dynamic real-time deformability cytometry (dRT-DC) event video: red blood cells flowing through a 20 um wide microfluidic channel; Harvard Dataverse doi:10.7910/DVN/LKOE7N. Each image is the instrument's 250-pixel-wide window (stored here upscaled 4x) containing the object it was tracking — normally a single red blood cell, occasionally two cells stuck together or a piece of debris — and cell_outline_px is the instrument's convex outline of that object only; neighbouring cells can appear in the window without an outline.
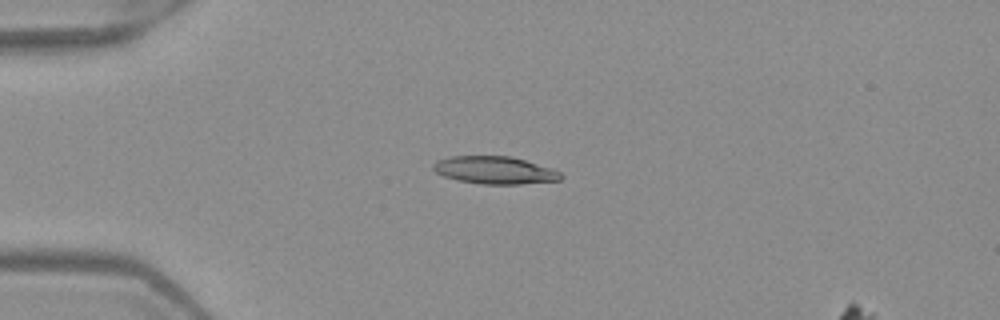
{"species": "Egyptian fruit bat (a non-hibernating species)", "species_latin": "Rousettus aegyptiacus", "temperature_condition": "warm", "stored_images_in_passage": 6, "camera_frame_rate_fps": 3000, "um_per_image_px": 0.085, "frame": {"image": 1, "passage_image": 4, "time_ms": 1.0, "image_size_px": [1000, 320], "cell_outline_px": [[564, 176], [560, 180], [520, 184], [480, 184], [456, 180], [444, 176], [436, 172], [432, 168], [432, 164], [436, 160], [448, 156], [512, 156], [552, 168], [560, 172]], "centroid_in_image_um": [42.03, 14.46], "position_along_channel_um": 43.0, "area_um2": 20.69}}
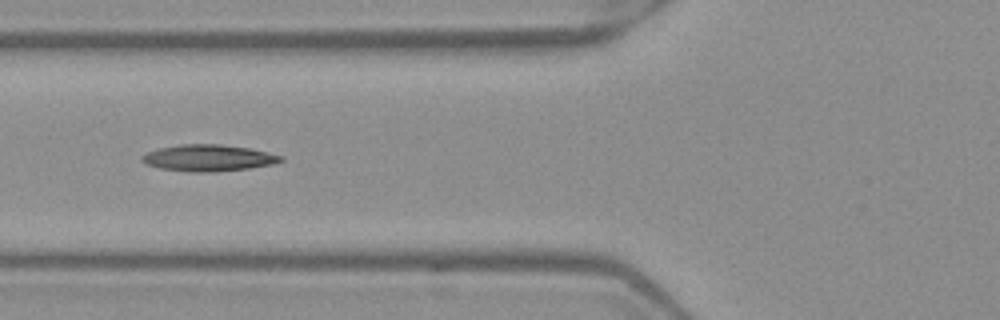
{"frame": {"image": 2, "passage_image": 6, "time_ms": 1.667, "image_size_px": [1000, 320], "cell_outline_px": [[284, 160], [272, 164], [248, 168], [216, 172], [192, 172], [160, 168], [144, 164], [140, 160], [140, 156], [148, 152], [160, 148], [180, 144], [220, 144], [248, 148], [284, 156]], "centroid_in_image_um": [17.68, 13.43], "position_along_channel_um": 108.1, "area_um2": 21.44}}